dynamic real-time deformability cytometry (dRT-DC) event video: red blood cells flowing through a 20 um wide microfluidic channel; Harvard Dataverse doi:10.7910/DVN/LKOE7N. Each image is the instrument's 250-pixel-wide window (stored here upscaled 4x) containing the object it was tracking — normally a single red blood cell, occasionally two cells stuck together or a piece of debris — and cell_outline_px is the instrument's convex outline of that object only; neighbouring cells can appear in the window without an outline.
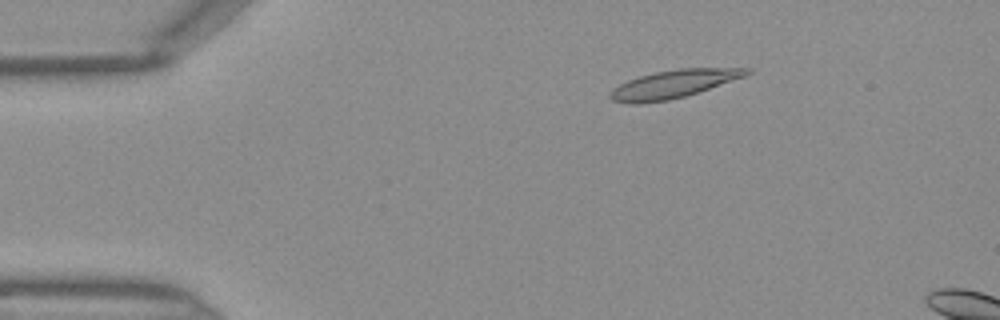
{"species": "Egyptian fruit bat (a non-hibernating species)", "species_latin": "Rousettus aegyptiacus", "temperature_condition": "warm", "stored_images_in_passage": 10, "camera_frame_rate_fps": 3000, "um_per_image_px": 0.085, "frame": {"image": 1, "passage_image": 6, "time_ms": 1.667, "image_size_px": [1000, 320], "cell_outline_px": [[752, 72], [744, 76], [684, 96], [668, 100], [636, 104], [632, 104], [612, 100], [608, 96], [608, 92], [612, 88], [628, 80], [640, 76], [656, 72], [680, 68], [752, 68]], "centroid_in_image_um": [57.18, 7.14], "position_along_channel_um": 27.8, "area_um2": 21.91}}